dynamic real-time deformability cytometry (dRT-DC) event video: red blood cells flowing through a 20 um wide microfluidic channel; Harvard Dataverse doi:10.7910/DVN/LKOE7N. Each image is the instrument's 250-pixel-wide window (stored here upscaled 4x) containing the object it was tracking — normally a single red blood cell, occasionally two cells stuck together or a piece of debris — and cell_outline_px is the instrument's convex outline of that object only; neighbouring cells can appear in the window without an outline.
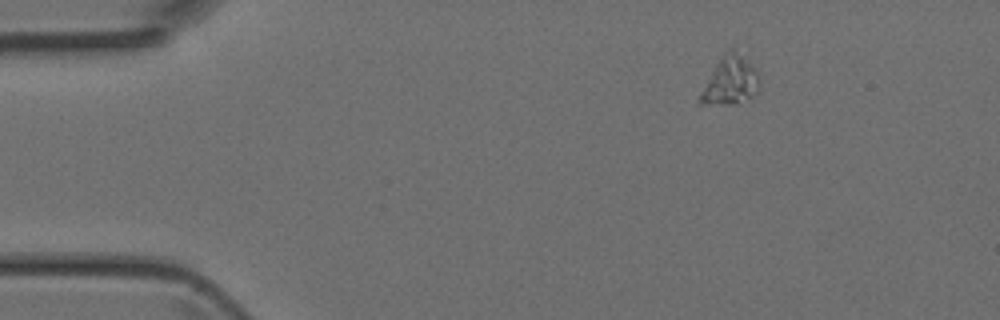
{"species": "Egyptian fruit bat (a non-hibernating species)", "species_latin": "Rousettus aegyptiacus", "temperature_condition": "room temperature", "stored_images_in_passage": 3, "camera_frame_rate_fps": 3000, "um_per_image_px": 0.085, "animal": {"sex": "female"}, "frame": {"image": 1, "passage_image": 1, "time_ms": 0.0, "image_size_px": [1000, 320], "cell_outline_px": [[760, 84], [756, 92], [752, 96], [736, 104], [700, 104], [700, 92], [720, 56], [732, 48], [744, 56], [760, 72]], "centroid_in_image_um": [62.11, 6.84], "position_along_channel_um": 22.9, "area_um2": 16.76}}